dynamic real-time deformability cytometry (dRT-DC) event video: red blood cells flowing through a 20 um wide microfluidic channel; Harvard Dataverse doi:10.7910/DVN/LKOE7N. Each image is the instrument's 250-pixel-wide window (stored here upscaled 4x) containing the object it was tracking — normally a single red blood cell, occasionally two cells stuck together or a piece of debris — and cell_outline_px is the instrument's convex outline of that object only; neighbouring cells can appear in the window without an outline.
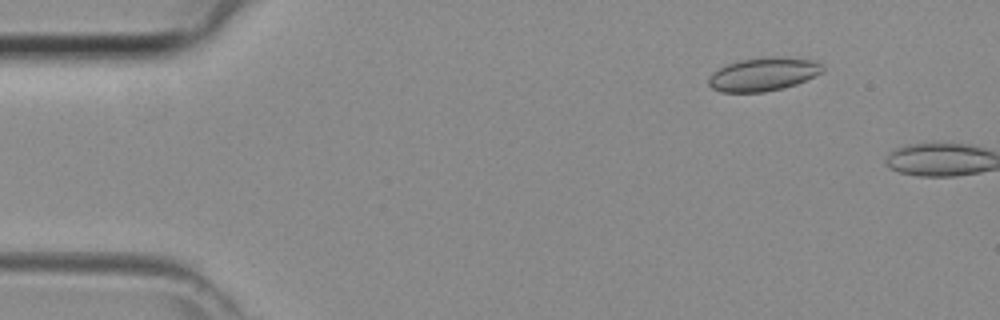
{"species": "common noctule bat (a hibernating species)", "species_latin": "Nyctalus noctula", "temperature_condition": "room temperature", "stored_images_in_passage": 7, "camera_frame_rate_fps": 3000, "um_per_image_px": 0.085, "animal": {"sex": "female", "body_mass_g": 29.2, "forearm_length_mm": 56.3}, "frame": {"image": 1, "passage_image": 6, "time_ms": 1.667, "image_size_px": [1000, 320], "cell_outline_px": [[824, 72], [796, 84], [784, 88], [764, 92], [720, 92], [712, 88], [708, 84], [708, 76], [712, 72], [728, 64], [740, 60], [764, 56], [784, 56], [820, 60], [824, 68]], "centroid_in_image_um": [64.93, 6.29], "position_along_channel_um": 20.1, "area_um2": 22.72}}